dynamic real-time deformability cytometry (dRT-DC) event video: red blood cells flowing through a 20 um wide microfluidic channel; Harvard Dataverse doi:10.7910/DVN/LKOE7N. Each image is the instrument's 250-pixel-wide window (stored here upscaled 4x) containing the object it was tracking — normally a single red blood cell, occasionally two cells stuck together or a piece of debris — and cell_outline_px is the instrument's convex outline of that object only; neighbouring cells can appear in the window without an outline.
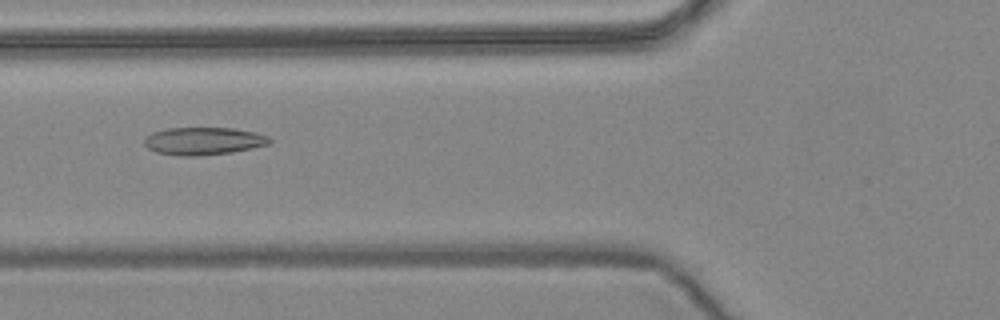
{"species": "common noctule bat (a hibernating species)", "species_latin": "Nyctalus noctula", "temperature_condition": "warm", "stored_images_in_passage": 56, "camera_frame_rate_fps": 3000, "um_per_image_px": 0.085, "animal": {"sex": "female", "body_mass_g": 24.6, "forearm_length_mm": 56.2}, "frame": {"image": 1, "passage_image": 21, "time_ms": 6.667, "image_size_px": [1000, 320], "cell_outline_px": [[272, 140], [268, 144], [252, 148], [232, 152], [196, 156], [180, 156], [156, 152], [148, 148], [144, 144], [144, 140], [152, 132], [168, 128], [232, 128], [256, 132], [268, 136]], "centroid_in_image_um": [17.3, 11.99], "position_along_channel_um": 108.5, "area_um2": 20.11}}
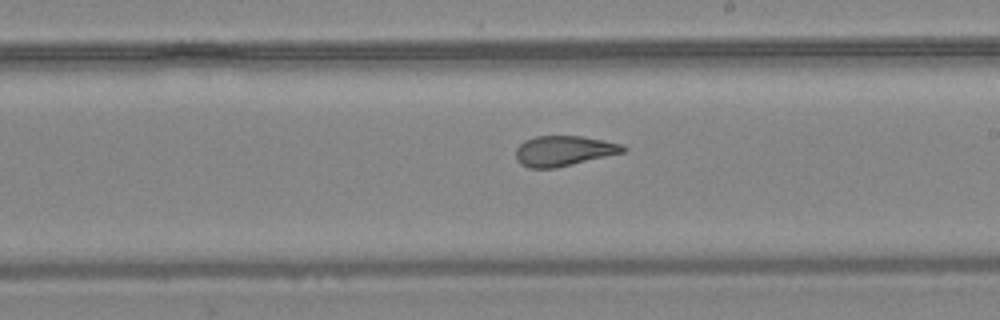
{"frame": {"image": 2, "passage_image": 32, "time_ms": 10.333, "image_size_px": [1000, 320], "cell_outline_px": [[628, 148], [624, 152], [556, 168], [528, 168], [520, 164], [516, 160], [516, 148], [524, 140], [536, 136], [580, 136], [604, 140], [624, 144]], "centroid_in_image_um": [47.92, 12.82], "position_along_channel_um": 241.1, "area_um2": 19.02}}
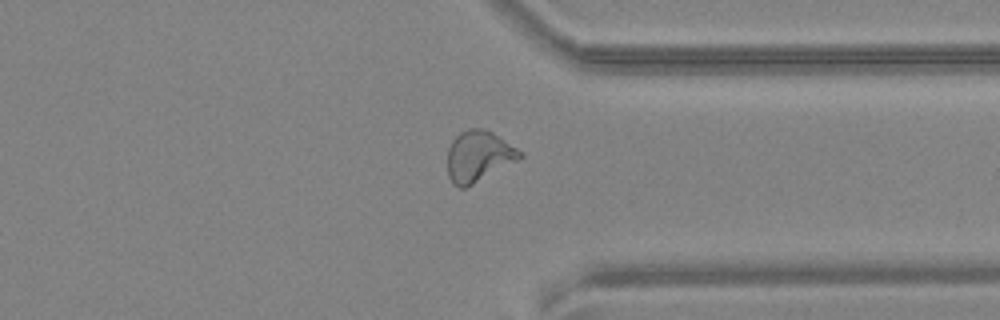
{"frame": {"image": 3, "passage_image": 43, "time_ms": 14.0, "image_size_px": [1000, 320], "cell_outline_px": [[524, 156], [520, 160], [464, 188], [460, 188], [452, 184], [448, 176], [448, 148], [452, 140], [460, 132], [468, 128], [484, 128], [492, 132], [524, 152]], "centroid_in_image_um": [40.7, 13.27], "position_along_channel_um": 370.7, "area_um2": 21.68}, "authors_computed_cell_mechanics": {"area_um2": 21.1837, "velocity_mm_per_s": 3.6046, "shape_relaxation_time_tau1_ms": null, "shape_relaxation_time_tau2_ms": 1.7934, "deformation_change_tau1": null, "deformation_change_tau2": 0.081}}